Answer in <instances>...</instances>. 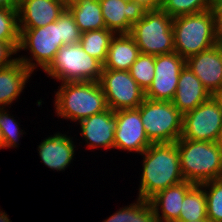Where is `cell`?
<instances>
[{"mask_svg":"<svg viewBox=\"0 0 222 222\" xmlns=\"http://www.w3.org/2000/svg\"><path fill=\"white\" fill-rule=\"evenodd\" d=\"M55 100L57 115L73 121L80 122L109 109L99 82H62Z\"/></svg>","mask_w":222,"mask_h":222,"instance_id":"cell-2","label":"cell"},{"mask_svg":"<svg viewBox=\"0 0 222 222\" xmlns=\"http://www.w3.org/2000/svg\"><path fill=\"white\" fill-rule=\"evenodd\" d=\"M66 7L71 5V4H74L75 2L79 1V0H63Z\"/></svg>","mask_w":222,"mask_h":222,"instance_id":"cell-41","label":"cell"},{"mask_svg":"<svg viewBox=\"0 0 222 222\" xmlns=\"http://www.w3.org/2000/svg\"><path fill=\"white\" fill-rule=\"evenodd\" d=\"M173 18L161 9L149 10L132 25L129 35L142 54L162 55L175 52Z\"/></svg>","mask_w":222,"mask_h":222,"instance_id":"cell-5","label":"cell"},{"mask_svg":"<svg viewBox=\"0 0 222 222\" xmlns=\"http://www.w3.org/2000/svg\"><path fill=\"white\" fill-rule=\"evenodd\" d=\"M185 65L210 93L222 87V47L218 44L188 57Z\"/></svg>","mask_w":222,"mask_h":222,"instance_id":"cell-14","label":"cell"},{"mask_svg":"<svg viewBox=\"0 0 222 222\" xmlns=\"http://www.w3.org/2000/svg\"><path fill=\"white\" fill-rule=\"evenodd\" d=\"M137 109L151 143H172L181 138L183 114L172 101L145 99Z\"/></svg>","mask_w":222,"mask_h":222,"instance_id":"cell-6","label":"cell"},{"mask_svg":"<svg viewBox=\"0 0 222 222\" xmlns=\"http://www.w3.org/2000/svg\"><path fill=\"white\" fill-rule=\"evenodd\" d=\"M206 194L201 185H195L184 197L178 220H208Z\"/></svg>","mask_w":222,"mask_h":222,"instance_id":"cell-24","label":"cell"},{"mask_svg":"<svg viewBox=\"0 0 222 222\" xmlns=\"http://www.w3.org/2000/svg\"><path fill=\"white\" fill-rule=\"evenodd\" d=\"M212 11L214 12L215 41L222 47V6Z\"/></svg>","mask_w":222,"mask_h":222,"instance_id":"cell-33","label":"cell"},{"mask_svg":"<svg viewBox=\"0 0 222 222\" xmlns=\"http://www.w3.org/2000/svg\"><path fill=\"white\" fill-rule=\"evenodd\" d=\"M185 66V59L172 52L155 56L154 79L145 92L146 99L172 101L179 81L180 71Z\"/></svg>","mask_w":222,"mask_h":222,"instance_id":"cell-11","label":"cell"},{"mask_svg":"<svg viewBox=\"0 0 222 222\" xmlns=\"http://www.w3.org/2000/svg\"><path fill=\"white\" fill-rule=\"evenodd\" d=\"M195 185L192 182L184 180L151 197L148 201L152 206L157 222H174L178 220L184 197ZM159 209L162 211L161 216Z\"/></svg>","mask_w":222,"mask_h":222,"instance_id":"cell-18","label":"cell"},{"mask_svg":"<svg viewBox=\"0 0 222 222\" xmlns=\"http://www.w3.org/2000/svg\"><path fill=\"white\" fill-rule=\"evenodd\" d=\"M117 128L114 133V148L142 153L152 143L149 141L138 109L115 111Z\"/></svg>","mask_w":222,"mask_h":222,"instance_id":"cell-12","label":"cell"},{"mask_svg":"<svg viewBox=\"0 0 222 222\" xmlns=\"http://www.w3.org/2000/svg\"><path fill=\"white\" fill-rule=\"evenodd\" d=\"M140 155L145 157L138 198L149 200L158 192L185 180L176 142L152 143Z\"/></svg>","mask_w":222,"mask_h":222,"instance_id":"cell-1","label":"cell"},{"mask_svg":"<svg viewBox=\"0 0 222 222\" xmlns=\"http://www.w3.org/2000/svg\"><path fill=\"white\" fill-rule=\"evenodd\" d=\"M19 31L18 50L28 49L37 64L32 63L26 57H18V59L32 72L37 65L44 70L63 46L60 32V16L55 22L49 23L44 27L19 29Z\"/></svg>","mask_w":222,"mask_h":222,"instance_id":"cell-8","label":"cell"},{"mask_svg":"<svg viewBox=\"0 0 222 222\" xmlns=\"http://www.w3.org/2000/svg\"><path fill=\"white\" fill-rule=\"evenodd\" d=\"M116 35L106 28L81 33L80 45L91 57L97 59L102 65L106 61L107 52L112 38Z\"/></svg>","mask_w":222,"mask_h":222,"instance_id":"cell-23","label":"cell"},{"mask_svg":"<svg viewBox=\"0 0 222 222\" xmlns=\"http://www.w3.org/2000/svg\"><path fill=\"white\" fill-rule=\"evenodd\" d=\"M176 144L181 173L186 181L200 185L222 178V150L216 142L180 138Z\"/></svg>","mask_w":222,"mask_h":222,"instance_id":"cell-3","label":"cell"},{"mask_svg":"<svg viewBox=\"0 0 222 222\" xmlns=\"http://www.w3.org/2000/svg\"><path fill=\"white\" fill-rule=\"evenodd\" d=\"M20 0H0V8H9L17 10Z\"/></svg>","mask_w":222,"mask_h":222,"instance_id":"cell-35","label":"cell"},{"mask_svg":"<svg viewBox=\"0 0 222 222\" xmlns=\"http://www.w3.org/2000/svg\"><path fill=\"white\" fill-rule=\"evenodd\" d=\"M18 47L19 42L0 41V68L10 66L18 60V58L12 60L9 58L12 54L19 52Z\"/></svg>","mask_w":222,"mask_h":222,"instance_id":"cell-32","label":"cell"},{"mask_svg":"<svg viewBox=\"0 0 222 222\" xmlns=\"http://www.w3.org/2000/svg\"><path fill=\"white\" fill-rule=\"evenodd\" d=\"M0 222H11L10 219H8L7 214L5 212H0Z\"/></svg>","mask_w":222,"mask_h":222,"instance_id":"cell-38","label":"cell"},{"mask_svg":"<svg viewBox=\"0 0 222 222\" xmlns=\"http://www.w3.org/2000/svg\"><path fill=\"white\" fill-rule=\"evenodd\" d=\"M0 148H5V142H4V138H3V135L1 133V130H0Z\"/></svg>","mask_w":222,"mask_h":222,"instance_id":"cell-40","label":"cell"},{"mask_svg":"<svg viewBox=\"0 0 222 222\" xmlns=\"http://www.w3.org/2000/svg\"><path fill=\"white\" fill-rule=\"evenodd\" d=\"M212 99L216 102L219 109L222 111V87L211 93Z\"/></svg>","mask_w":222,"mask_h":222,"instance_id":"cell-36","label":"cell"},{"mask_svg":"<svg viewBox=\"0 0 222 222\" xmlns=\"http://www.w3.org/2000/svg\"><path fill=\"white\" fill-rule=\"evenodd\" d=\"M66 8L63 0H20L19 29L44 27L55 22Z\"/></svg>","mask_w":222,"mask_h":222,"instance_id":"cell-15","label":"cell"},{"mask_svg":"<svg viewBox=\"0 0 222 222\" xmlns=\"http://www.w3.org/2000/svg\"><path fill=\"white\" fill-rule=\"evenodd\" d=\"M79 123L82 136L89 143L88 147L114 148V133L117 128L115 111L109 108L104 112L85 118Z\"/></svg>","mask_w":222,"mask_h":222,"instance_id":"cell-16","label":"cell"},{"mask_svg":"<svg viewBox=\"0 0 222 222\" xmlns=\"http://www.w3.org/2000/svg\"><path fill=\"white\" fill-rule=\"evenodd\" d=\"M210 5L212 9L222 6V0H210Z\"/></svg>","mask_w":222,"mask_h":222,"instance_id":"cell-37","label":"cell"},{"mask_svg":"<svg viewBox=\"0 0 222 222\" xmlns=\"http://www.w3.org/2000/svg\"><path fill=\"white\" fill-rule=\"evenodd\" d=\"M155 55L140 53L131 65L129 73L138 85L146 92L154 79Z\"/></svg>","mask_w":222,"mask_h":222,"instance_id":"cell-27","label":"cell"},{"mask_svg":"<svg viewBox=\"0 0 222 222\" xmlns=\"http://www.w3.org/2000/svg\"><path fill=\"white\" fill-rule=\"evenodd\" d=\"M74 144L65 134L48 137L38 146L43 163L53 170H64L74 156Z\"/></svg>","mask_w":222,"mask_h":222,"instance_id":"cell-19","label":"cell"},{"mask_svg":"<svg viewBox=\"0 0 222 222\" xmlns=\"http://www.w3.org/2000/svg\"><path fill=\"white\" fill-rule=\"evenodd\" d=\"M108 107L113 110L137 109L146 99L145 91L129 71L102 69L99 81Z\"/></svg>","mask_w":222,"mask_h":222,"instance_id":"cell-9","label":"cell"},{"mask_svg":"<svg viewBox=\"0 0 222 222\" xmlns=\"http://www.w3.org/2000/svg\"><path fill=\"white\" fill-rule=\"evenodd\" d=\"M104 222H157V220L149 201L138 198L136 203L120 209Z\"/></svg>","mask_w":222,"mask_h":222,"instance_id":"cell-25","label":"cell"},{"mask_svg":"<svg viewBox=\"0 0 222 222\" xmlns=\"http://www.w3.org/2000/svg\"><path fill=\"white\" fill-rule=\"evenodd\" d=\"M206 194L207 218L210 222H222V178L200 184ZM210 187V188H209Z\"/></svg>","mask_w":222,"mask_h":222,"instance_id":"cell-28","label":"cell"},{"mask_svg":"<svg viewBox=\"0 0 222 222\" xmlns=\"http://www.w3.org/2000/svg\"><path fill=\"white\" fill-rule=\"evenodd\" d=\"M222 129V111L210 96L183 115L182 139L216 142Z\"/></svg>","mask_w":222,"mask_h":222,"instance_id":"cell-10","label":"cell"},{"mask_svg":"<svg viewBox=\"0 0 222 222\" xmlns=\"http://www.w3.org/2000/svg\"><path fill=\"white\" fill-rule=\"evenodd\" d=\"M210 96L211 93L203 86L190 68L185 65L180 71L177 90L172 100L173 105L184 115L194 110Z\"/></svg>","mask_w":222,"mask_h":222,"instance_id":"cell-17","label":"cell"},{"mask_svg":"<svg viewBox=\"0 0 222 222\" xmlns=\"http://www.w3.org/2000/svg\"><path fill=\"white\" fill-rule=\"evenodd\" d=\"M18 12L15 9L0 8V41L19 42Z\"/></svg>","mask_w":222,"mask_h":222,"instance_id":"cell-29","label":"cell"},{"mask_svg":"<svg viewBox=\"0 0 222 222\" xmlns=\"http://www.w3.org/2000/svg\"><path fill=\"white\" fill-rule=\"evenodd\" d=\"M15 119L5 112L4 108L0 109V130L4 138L5 147H17V140L22 134ZM19 136V137H18Z\"/></svg>","mask_w":222,"mask_h":222,"instance_id":"cell-31","label":"cell"},{"mask_svg":"<svg viewBox=\"0 0 222 222\" xmlns=\"http://www.w3.org/2000/svg\"><path fill=\"white\" fill-rule=\"evenodd\" d=\"M102 69L103 65L76 43L63 45L44 71L62 82H99Z\"/></svg>","mask_w":222,"mask_h":222,"instance_id":"cell-7","label":"cell"},{"mask_svg":"<svg viewBox=\"0 0 222 222\" xmlns=\"http://www.w3.org/2000/svg\"><path fill=\"white\" fill-rule=\"evenodd\" d=\"M160 9L175 18L210 10V0H162Z\"/></svg>","mask_w":222,"mask_h":222,"instance_id":"cell-26","label":"cell"},{"mask_svg":"<svg viewBox=\"0 0 222 222\" xmlns=\"http://www.w3.org/2000/svg\"><path fill=\"white\" fill-rule=\"evenodd\" d=\"M126 1H135L138 4H142L148 10H157L160 9L162 0H126Z\"/></svg>","mask_w":222,"mask_h":222,"instance_id":"cell-34","label":"cell"},{"mask_svg":"<svg viewBox=\"0 0 222 222\" xmlns=\"http://www.w3.org/2000/svg\"><path fill=\"white\" fill-rule=\"evenodd\" d=\"M81 33L106 28L99 0H79L67 6Z\"/></svg>","mask_w":222,"mask_h":222,"instance_id":"cell-22","label":"cell"},{"mask_svg":"<svg viewBox=\"0 0 222 222\" xmlns=\"http://www.w3.org/2000/svg\"><path fill=\"white\" fill-rule=\"evenodd\" d=\"M116 36L114 35L110 42L103 69L129 71L140 54L139 47L129 34Z\"/></svg>","mask_w":222,"mask_h":222,"instance_id":"cell-20","label":"cell"},{"mask_svg":"<svg viewBox=\"0 0 222 222\" xmlns=\"http://www.w3.org/2000/svg\"><path fill=\"white\" fill-rule=\"evenodd\" d=\"M60 32L63 45L79 43L81 31L75 23L73 15L67 8L60 15Z\"/></svg>","mask_w":222,"mask_h":222,"instance_id":"cell-30","label":"cell"},{"mask_svg":"<svg viewBox=\"0 0 222 222\" xmlns=\"http://www.w3.org/2000/svg\"><path fill=\"white\" fill-rule=\"evenodd\" d=\"M174 222H210V221L209 220H197V221L175 220Z\"/></svg>","mask_w":222,"mask_h":222,"instance_id":"cell-42","label":"cell"},{"mask_svg":"<svg viewBox=\"0 0 222 222\" xmlns=\"http://www.w3.org/2000/svg\"><path fill=\"white\" fill-rule=\"evenodd\" d=\"M216 143L222 150V129L220 130V133H219Z\"/></svg>","mask_w":222,"mask_h":222,"instance_id":"cell-39","label":"cell"},{"mask_svg":"<svg viewBox=\"0 0 222 222\" xmlns=\"http://www.w3.org/2000/svg\"><path fill=\"white\" fill-rule=\"evenodd\" d=\"M106 29L115 34H129L132 25L149 11L142 4L126 0H99Z\"/></svg>","mask_w":222,"mask_h":222,"instance_id":"cell-13","label":"cell"},{"mask_svg":"<svg viewBox=\"0 0 222 222\" xmlns=\"http://www.w3.org/2000/svg\"><path fill=\"white\" fill-rule=\"evenodd\" d=\"M175 52L185 60L214 45V12L212 9L173 18Z\"/></svg>","mask_w":222,"mask_h":222,"instance_id":"cell-4","label":"cell"},{"mask_svg":"<svg viewBox=\"0 0 222 222\" xmlns=\"http://www.w3.org/2000/svg\"><path fill=\"white\" fill-rule=\"evenodd\" d=\"M31 73L19 59L10 66L0 68V109L19 96Z\"/></svg>","mask_w":222,"mask_h":222,"instance_id":"cell-21","label":"cell"}]
</instances>
